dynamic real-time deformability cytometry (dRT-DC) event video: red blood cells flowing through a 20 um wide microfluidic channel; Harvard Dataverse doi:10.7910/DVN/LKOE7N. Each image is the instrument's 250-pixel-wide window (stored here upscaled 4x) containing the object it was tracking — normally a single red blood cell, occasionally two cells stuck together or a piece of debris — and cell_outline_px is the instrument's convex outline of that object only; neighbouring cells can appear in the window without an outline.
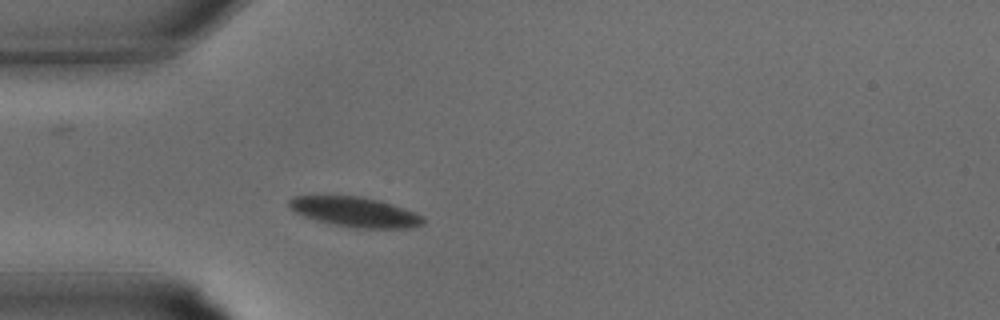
{"species": "common noctule bat (a hibernating species)", "species_latin": "Nyctalus noctula", "temperature_condition": "warm", "stored_images_in_passage": 25, "camera_frame_rate_fps": 3000, "um_per_image_px": 0.085, "animal": {"sex": "male", "body_mass_g": 15.6}, "frame": {"image": 1, "passage_image": 1, "time_ms": 0.0, "image_size_px": [1000, 320], "cell_outline_px": [[424, 224], [408, 228], [356, 228], [316, 220], [296, 212], [288, 204], [288, 200], [296, 196], [360, 196], [392, 204], [412, 212], [420, 216], [424, 220]], "centroid_in_image_um": [30.17, 18.02], "position_along_channel_um": 54.8, "area_um2": 22.72}}
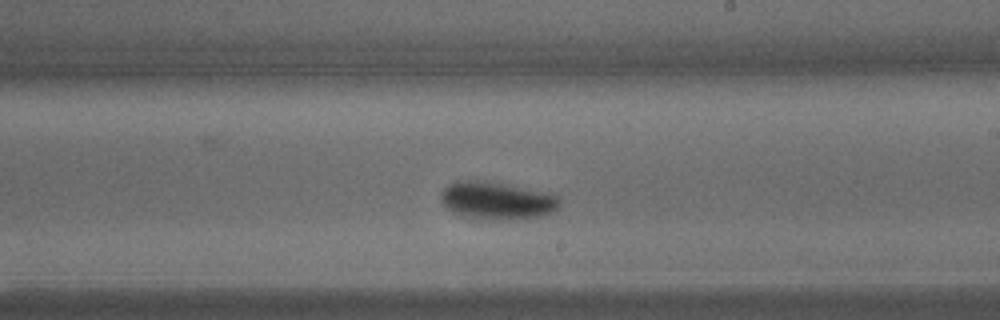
{"frame": {"image": 2, "passage_image": 11, "time_ms": 3.333, "image_size_px": [1000, 320], "cell_outline_px": [[560, 204], [552, 212], [544, 216], [524, 220], [488, 220], [464, 216], [452, 212], [444, 204], [440, 196], [440, 192], [448, 184], [456, 180], [484, 180], [548, 192], [560, 196]], "centroid_in_image_um": [42.27, 17.06], "position_along_channel_um": 246.7, "area_um2": 26.65}}
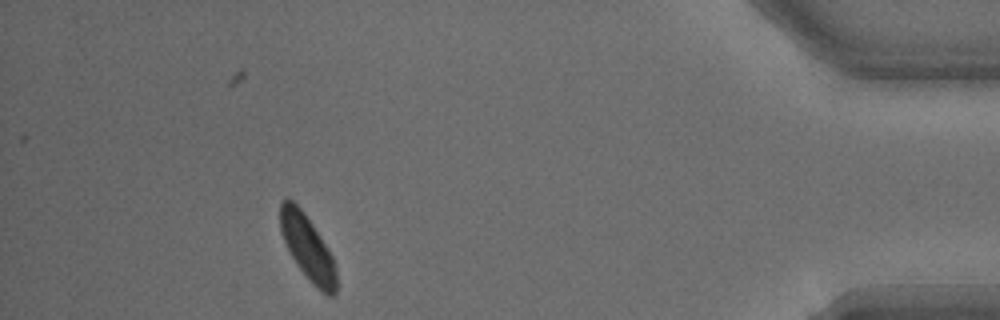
{"frame": {"image": 3, "passage_image": 22, "time_ms": 7.0, "image_size_px": [1000, 320], "cell_outline_px": [[336, 292], [332, 296], [328, 296], [316, 288], [296, 264], [280, 232], [280, 204], [284, 200], [292, 200], [304, 212], [312, 224], [332, 256], [336, 268]], "centroid_in_image_um": [26.15, 21.07], "position_along_channel_um": 409.1, "area_um2": 20.81}}